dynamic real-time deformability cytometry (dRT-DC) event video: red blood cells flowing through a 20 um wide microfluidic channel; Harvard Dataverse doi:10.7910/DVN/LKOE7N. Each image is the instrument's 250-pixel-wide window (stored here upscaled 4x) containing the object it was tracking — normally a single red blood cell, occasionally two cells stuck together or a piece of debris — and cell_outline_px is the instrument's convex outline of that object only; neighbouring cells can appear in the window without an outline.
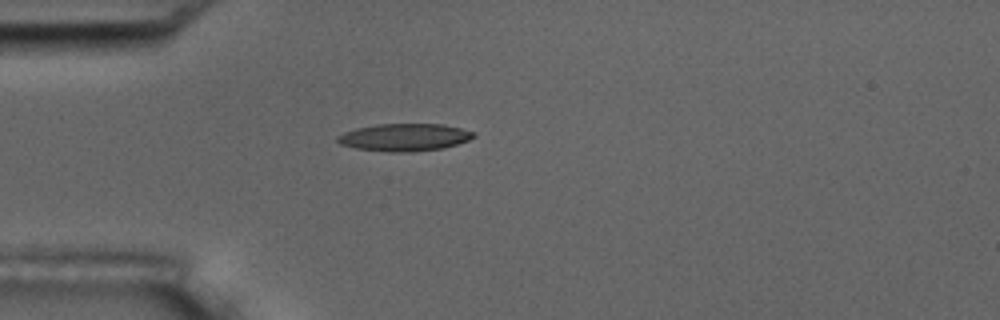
{"species": "common noctule bat (a hibernating species)", "species_latin": "Nyctalus noctula", "temperature_condition": "room temperature", "stored_images_in_passage": 1, "camera_frame_rate_fps": 3000, "um_per_image_px": 0.085, "animal": {"sex": "male", "body_mass_g": 17.5, "forearm_length_mm": 52.3}, "frame": {"image": 1, "passage_image": 1, "time_ms": 0.0, "image_size_px": [1000, 320], "cell_outline_px": [[476, 136], [468, 140], [444, 148], [408, 152], [388, 152], [356, 148], [340, 144], [336, 140], [336, 136], [344, 132], [356, 128], [376, 124], [444, 124], [476, 132]], "centroid_in_image_um": [34.37, 11.67], "position_along_channel_um": 50.6, "area_um2": 21.85}}